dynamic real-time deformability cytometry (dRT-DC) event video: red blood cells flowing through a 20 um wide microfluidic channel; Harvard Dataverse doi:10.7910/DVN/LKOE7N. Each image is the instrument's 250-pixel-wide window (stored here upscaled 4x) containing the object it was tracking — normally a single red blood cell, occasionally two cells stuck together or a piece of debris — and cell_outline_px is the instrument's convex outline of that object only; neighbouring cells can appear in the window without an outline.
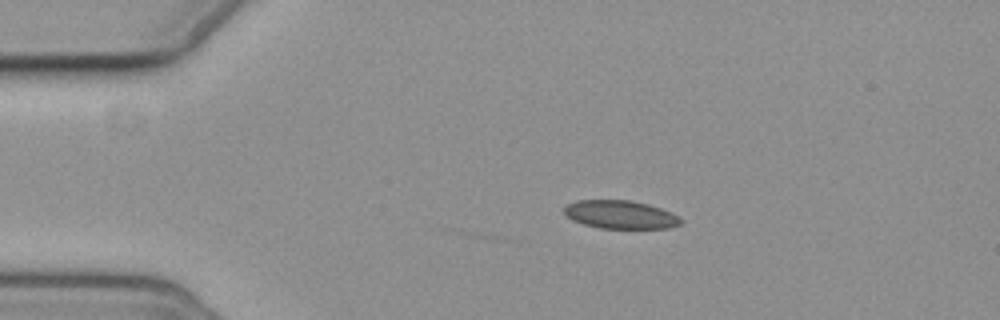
{"species": "common noctule bat (a hibernating species)", "species_latin": "Nyctalus noctula", "temperature_condition": "cold", "stored_images_in_passage": 7, "camera_frame_rate_fps": 3000, "um_per_image_px": 0.085, "animal": {"sex": "female", "body_mass_g": 19.3, "forearm_length_mm": 54.1}, "frame": {"image": 1, "passage_image": 2, "time_ms": 1.333, "image_size_px": [1000, 320], "cell_outline_px": [[684, 220], [680, 224], [668, 228], [600, 228], [584, 224], [572, 220], [564, 212], [564, 208], [568, 204], [576, 200], [632, 200], [648, 204], [672, 212]], "centroid_in_image_um": [52.76, 18.23], "position_along_channel_um": 32.2, "area_um2": 19.19}}
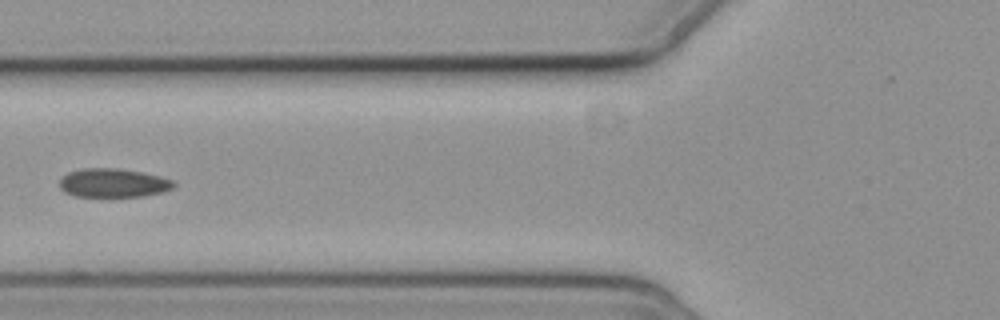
{"frame": {"image": 2, "passage_image": 5, "time_ms": 5.0, "image_size_px": [1000, 320], "cell_outline_px": [[176, 184], [172, 188], [164, 192], [144, 196], [72, 196], [64, 192], [60, 188], [60, 180], [68, 172], [84, 168], [116, 168], [140, 172], [160, 176], [172, 180]], "centroid_in_image_um": [9.62, 15.55], "position_along_channel_um": 116.2, "area_um2": 19.07}}
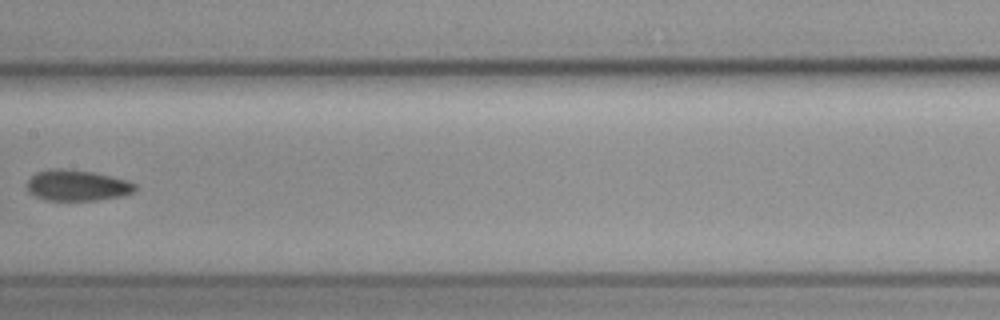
{"frame": {"image": 3, "passage_image": 7, "time_ms": 7.333, "image_size_px": [1000, 320], "cell_outline_px": [[136, 192], [124, 196], [96, 200], [44, 200], [28, 192], [28, 180], [36, 172], [92, 172], [128, 180], [136, 184]], "centroid_in_image_um": [6.66, 15.83], "position_along_channel_um": 200.7, "area_um2": 18.61}}